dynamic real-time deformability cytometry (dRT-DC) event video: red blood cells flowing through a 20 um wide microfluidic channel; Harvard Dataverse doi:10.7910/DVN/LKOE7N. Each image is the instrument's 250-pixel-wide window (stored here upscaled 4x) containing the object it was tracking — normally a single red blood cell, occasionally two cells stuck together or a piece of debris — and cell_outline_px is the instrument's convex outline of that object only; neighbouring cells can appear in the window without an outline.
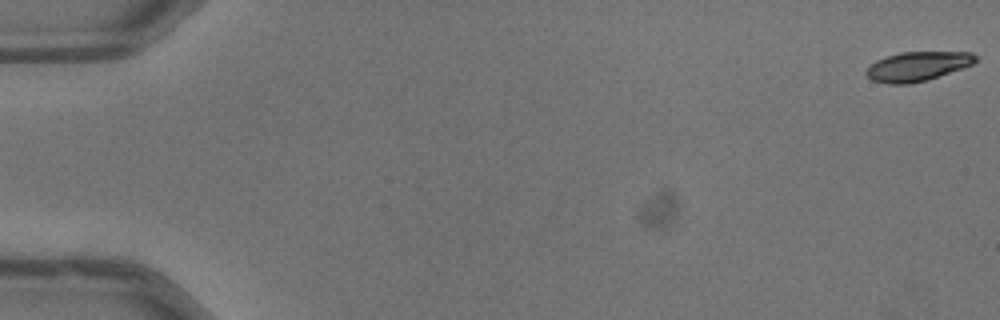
{"species": "common noctule bat (a hibernating species)", "species_latin": "Nyctalus noctula", "temperature_condition": "warm", "stored_images_in_passage": 53, "camera_frame_rate_fps": 3000, "um_per_image_px": 0.085, "animal": {"sex": "male", "body_mass_g": 13.3}, "frame": {"image": 1, "passage_image": 1, "time_ms": 0.0, "image_size_px": [1000, 320], "cell_outline_px": [[976, 60], [972, 64], [924, 80], [908, 84], [888, 84], [872, 80], [864, 72], [876, 60], [900, 52], [972, 52], [976, 56]], "centroid_in_image_um": [77.94, 5.63], "position_along_channel_um": 7.1, "area_um2": 18.21}}
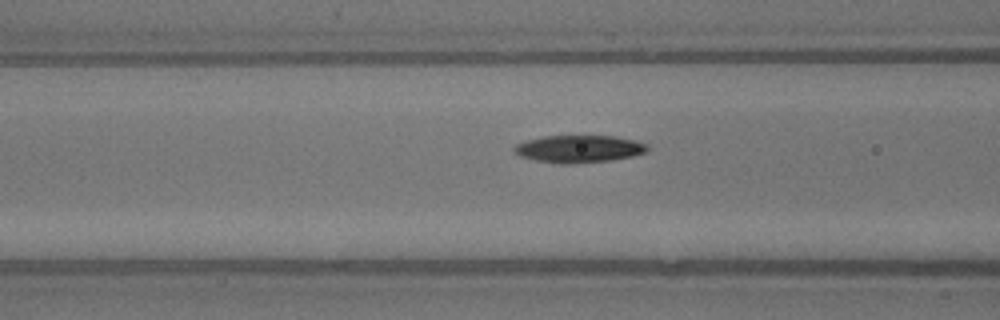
{"frame": {"image": 2, "passage_image": 22, "time_ms": 7.0, "image_size_px": [1000, 320], "cell_outline_px": [[648, 152], [632, 156], [612, 160], [568, 164], [560, 164], [536, 160], [520, 156], [512, 148], [516, 144], [524, 140], [544, 136], [612, 136], [636, 140], [648, 144]], "centroid_in_image_um": [49.22, 12.65], "position_along_channel_um": 117.4, "area_um2": 21.33}}
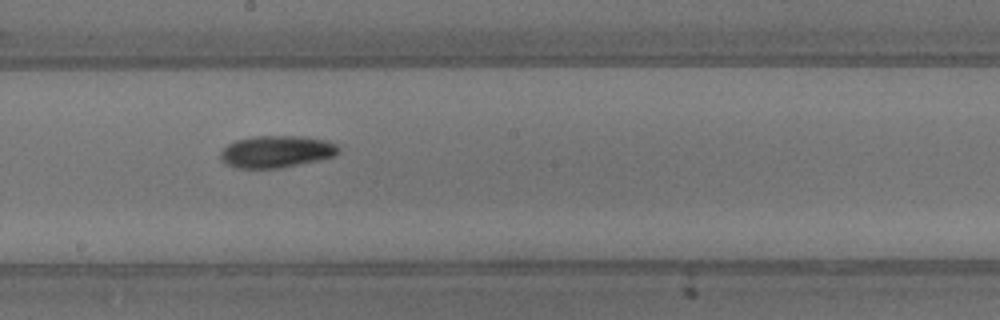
{"frame": {"image": 3, "passage_image": 30, "time_ms": 9.667, "image_size_px": [1000, 320], "cell_outline_px": [[340, 152], [332, 156], [320, 160], [280, 168], [236, 168], [224, 164], [220, 156], [220, 152], [228, 144], [236, 140], [252, 136], [300, 136], [328, 140], [336, 144], [340, 148]], "centroid_in_image_um": [23.49, 12.88], "position_along_channel_um": 224.7, "area_um2": 22.2}, "authors_computed_cell_mechanics": {"area_um2": 20.4034, "velocity_mm_per_s": 4.0236, "shape_relaxation_time_tau1_ms": 4.442, "shape_relaxation_time_tau2_ms": null, "deformation_change_tau1": 0.1659, "deformation_change_tau2": null}}